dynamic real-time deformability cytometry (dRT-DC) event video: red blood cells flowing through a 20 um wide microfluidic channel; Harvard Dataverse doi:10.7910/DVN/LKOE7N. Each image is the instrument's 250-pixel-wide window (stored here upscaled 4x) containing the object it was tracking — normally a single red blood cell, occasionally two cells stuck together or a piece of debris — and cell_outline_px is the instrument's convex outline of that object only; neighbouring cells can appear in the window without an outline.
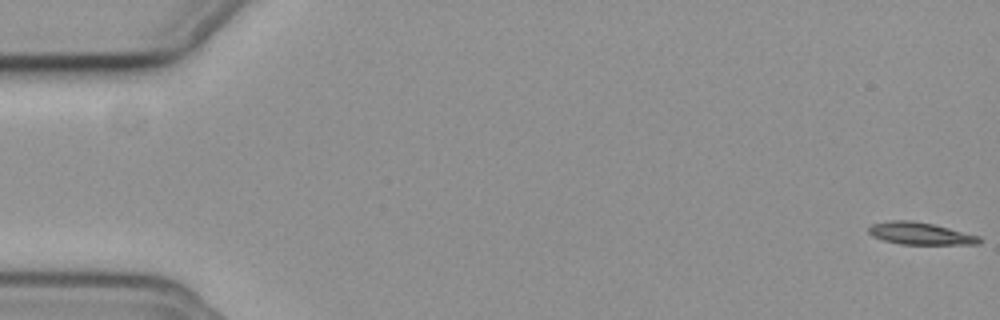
{"species": "common noctule bat (a hibernating species)", "species_latin": "Nyctalus noctula", "temperature_condition": "cold", "stored_images_in_passage": 56, "camera_frame_rate_fps": 3000, "um_per_image_px": 0.085, "animal": {"sex": "female", "body_mass_g": 19.3, "forearm_length_mm": 54.1}, "frame": {"image": 1, "passage_image": 1, "time_ms": 0.0, "image_size_px": [1000, 320], "cell_outline_px": [[980, 244], [900, 244], [884, 240], [872, 236], [868, 232], [868, 228], [872, 224], [892, 220], [908, 220], [932, 224], [980, 236]], "centroid_in_image_um": [78.2, 19.85], "position_along_channel_um": 6.8, "area_um2": 14.1}}
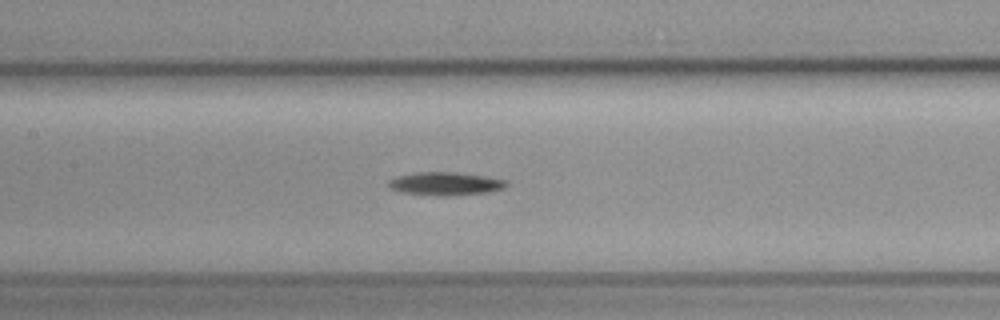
{"frame": {"image": 2, "passage_image": 27, "time_ms": 8.667, "image_size_px": [1000, 320], "cell_outline_px": [[508, 184], [504, 188], [488, 192], [448, 196], [440, 196], [400, 192], [388, 188], [388, 180], [396, 176], [416, 172], [456, 172], [484, 176], [508, 180]], "centroid_in_image_um": [37.83, 15.61], "position_along_channel_um": 169.6, "area_um2": 16.07}}
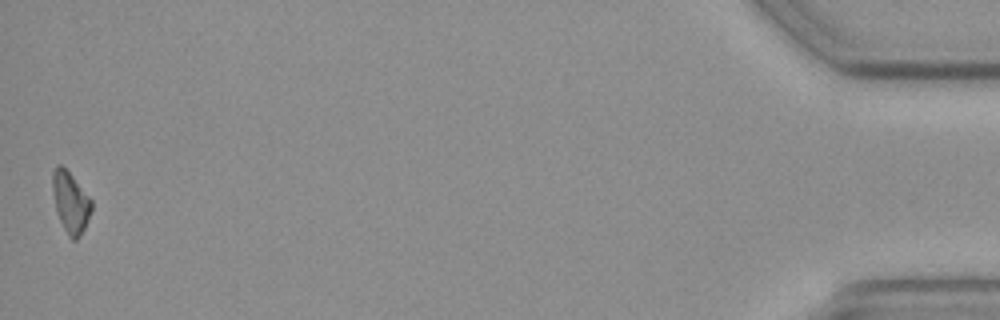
{"frame": {"image": 3, "passage_image": 56, "time_ms": 18.333, "image_size_px": [1000, 320], "cell_outline_px": [[92, 208], [84, 228], [80, 236], [76, 240], [72, 240], [68, 236], [60, 220], [56, 208], [52, 188], [52, 172], [56, 164], [60, 164], [72, 176], [92, 200]], "centroid_in_image_um": [5.99, 17.19], "position_along_channel_um": 429.2, "area_um2": 13.58}, "authors_computed_cell_mechanics": {"area_um2": 14.6234, "velocity_mm_per_s": 3.7554, "shape_relaxation_time_tau1_ms": 2.1761, "shape_relaxation_time_tau2_ms": null, "deformation_change_tau1": 0.0718, "deformation_change_tau2": null}}